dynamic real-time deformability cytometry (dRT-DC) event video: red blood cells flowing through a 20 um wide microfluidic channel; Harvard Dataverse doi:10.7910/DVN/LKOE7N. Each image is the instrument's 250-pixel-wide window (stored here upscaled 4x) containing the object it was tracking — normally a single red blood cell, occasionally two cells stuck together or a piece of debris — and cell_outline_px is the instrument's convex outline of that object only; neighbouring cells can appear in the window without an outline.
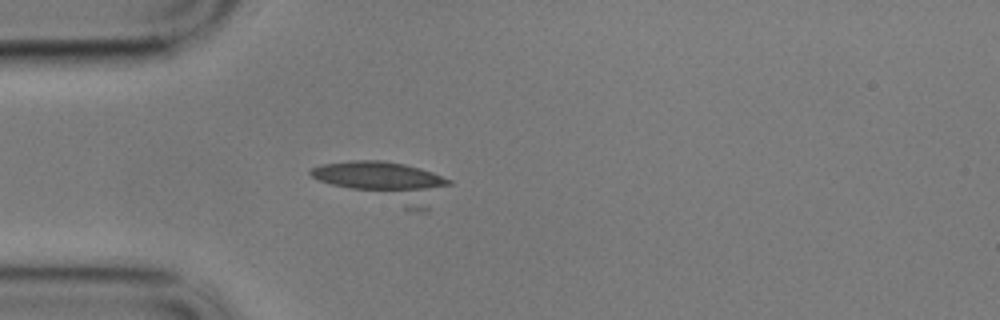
{"species": "common noctule bat (a hibernating species)", "species_latin": "Nyctalus noctula", "temperature_condition": "cold", "stored_images_in_passage": 25, "camera_frame_rate_fps": 3000, "um_per_image_px": 0.085, "animal": {"sex": "male", "body_mass_g": 17.9}, "frame": {"image": 1, "passage_image": 1, "time_ms": 0.0, "image_size_px": [1000, 320], "cell_outline_px": [[452, 184], [428, 212], [420, 212], [404, 208], [320, 180], [312, 176], [308, 172], [312, 168], [320, 164], [352, 160], [384, 160], [404, 164], [420, 168], [432, 172], [452, 180]], "centroid_in_image_um": [32.85, 15.47], "position_along_channel_um": 52.1, "area_um2": 32.19}}
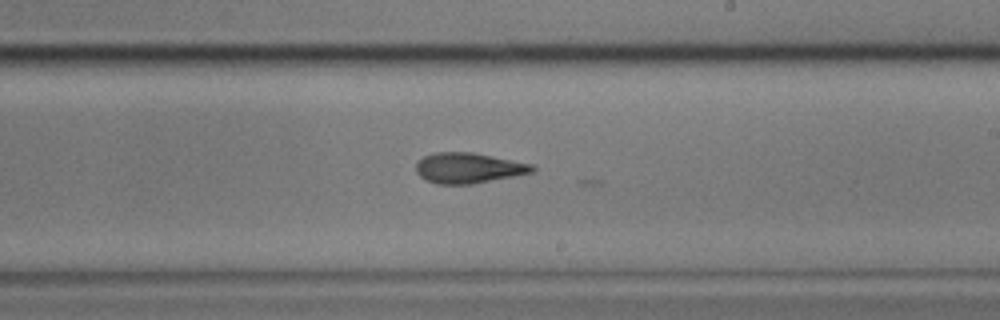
{"frame": {"image": 2, "passage_image": 19, "time_ms": 6.0, "image_size_px": [1000, 320], "cell_outline_px": [[536, 168], [532, 172], [472, 184], [436, 184], [424, 180], [416, 172], [416, 164], [424, 156], [436, 152], [472, 152], [532, 164]], "centroid_in_image_um": [39.77, 14.28], "position_along_channel_um": 249.2, "area_um2": 20.46}}
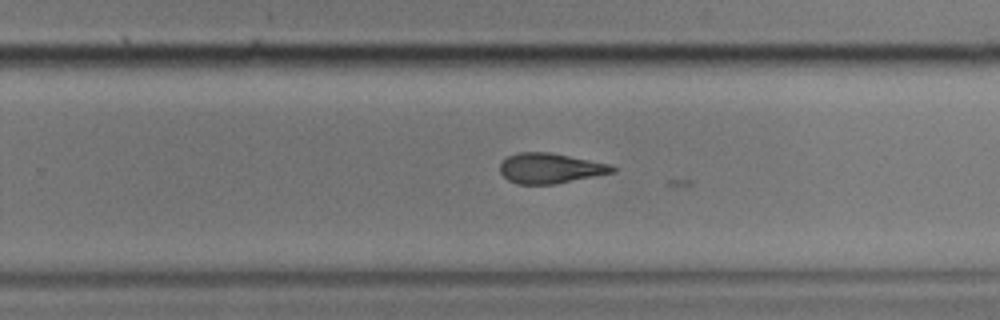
{"frame": {"image": 3, "passage_image": 22, "time_ms": 7.0, "image_size_px": [1000, 320], "cell_outline_px": [[616, 172], [556, 184], [516, 184], [508, 180], [500, 172], [500, 164], [508, 156], [520, 152], [552, 152], [612, 164], [616, 168]], "centroid_in_image_um": [46.81, 14.3], "position_along_channel_um": 283.0, "area_um2": 20.0}}